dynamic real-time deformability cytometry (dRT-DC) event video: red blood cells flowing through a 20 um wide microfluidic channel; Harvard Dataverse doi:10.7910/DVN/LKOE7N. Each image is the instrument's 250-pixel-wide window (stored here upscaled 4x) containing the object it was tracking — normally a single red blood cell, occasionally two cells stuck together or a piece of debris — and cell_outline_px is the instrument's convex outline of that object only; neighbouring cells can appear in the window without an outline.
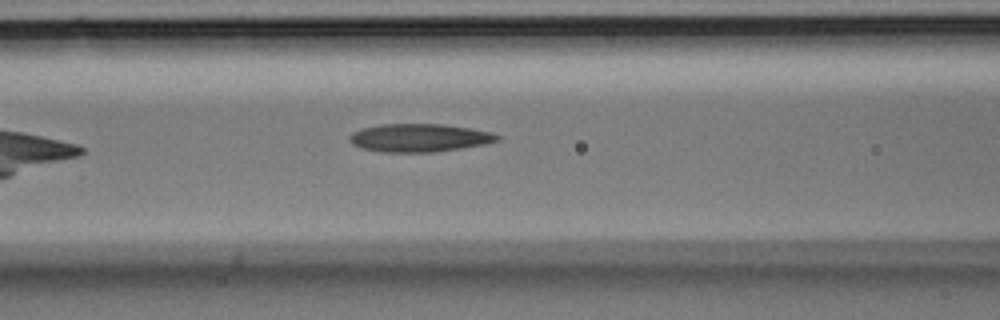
{"species": "Egyptian fruit bat (a non-hibernating species)", "species_latin": "Rousettus aegyptiacus", "temperature_condition": "room temperature", "stored_images_in_passage": 5, "camera_frame_rate_fps": 3000, "um_per_image_px": 0.085, "animal": {"sex": "male"}, "frame": {"image": 1, "passage_image": 5, "time_ms": 1.333, "image_size_px": [1000, 320], "cell_outline_px": [[500, 140], [484, 144], [436, 152], [380, 152], [360, 148], [352, 144], [348, 140], [348, 136], [352, 132], [364, 128], [384, 124], [440, 124], [468, 128], [492, 132], [500, 136]], "centroid_in_image_um": [35.61, 11.72], "position_along_channel_um": 131.0, "area_um2": 24.16}}